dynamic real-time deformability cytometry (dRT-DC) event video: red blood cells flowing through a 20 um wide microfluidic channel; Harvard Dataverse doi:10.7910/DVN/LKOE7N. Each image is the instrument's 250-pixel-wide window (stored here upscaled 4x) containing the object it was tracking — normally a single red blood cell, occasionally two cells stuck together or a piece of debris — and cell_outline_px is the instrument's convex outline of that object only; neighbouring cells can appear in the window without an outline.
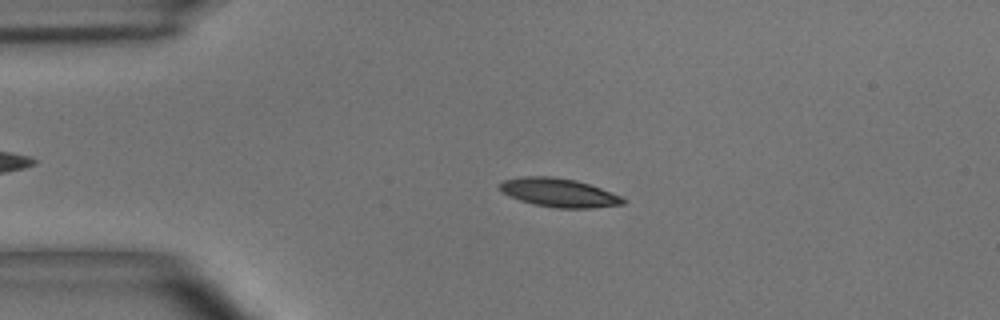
{"species": "common noctule bat (a hibernating species)", "species_latin": "Nyctalus noctula", "temperature_condition": "room temperature", "stored_images_in_passage": 40, "camera_frame_rate_fps": 3000, "um_per_image_px": 0.085, "animal": {"sex": "male", "body_mass_g": 15.6}, "frame": {"image": 1, "passage_image": 3, "time_ms": 0.667, "image_size_px": [1000, 320], "cell_outline_px": [[628, 200], [624, 204], [588, 208], [556, 208], [536, 204], [520, 200], [504, 192], [500, 188], [500, 184], [504, 180], [520, 176], [552, 176], [576, 180], [624, 196]], "centroid_in_image_um": [47.58, 16.37], "position_along_channel_um": 37.4, "area_um2": 20.46}}
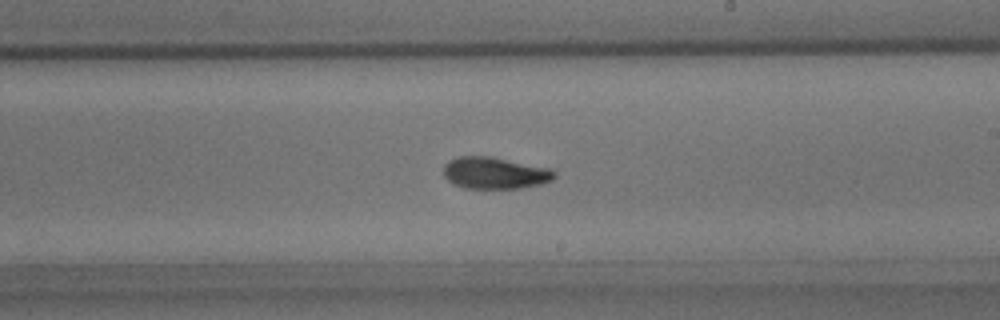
{"frame": {"image": 2, "passage_image": 23, "time_ms": 7.333, "image_size_px": [1000, 320], "cell_outline_px": [[556, 176], [552, 180], [544, 184], [520, 188], [464, 188], [452, 184], [444, 176], [444, 164], [448, 160], [460, 156], [488, 156], [552, 168], [556, 172]], "centroid_in_image_um": [42.08, 14.71], "position_along_channel_um": 246.9, "area_um2": 20.75}}
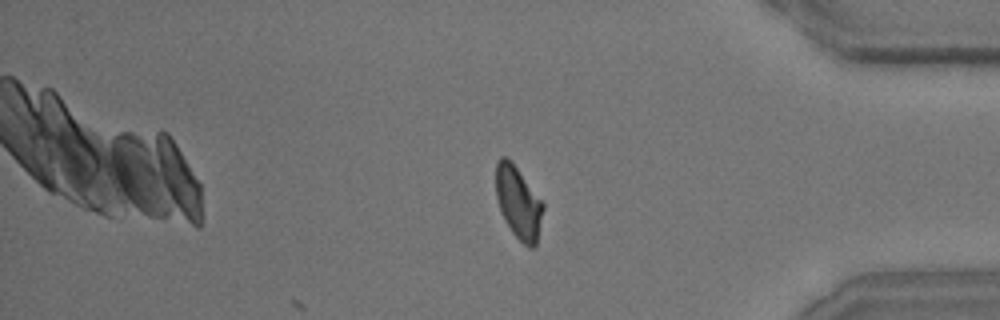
{"frame": {"image": 3, "passage_image": 37, "time_ms": 12.0, "image_size_px": [1000, 320], "cell_outline_px": [[544, 208], [536, 244], [532, 248], [528, 248], [512, 232], [504, 220], [500, 212], [496, 196], [496, 160], [500, 156], [508, 156], [512, 160], [544, 204]], "centroid_in_image_um": [44.04, 17.18], "position_along_channel_um": 391.2, "area_um2": 20.06}, "authors_computed_cell_mechanics": {"area_um2": 20.4034, "velocity_mm_per_s": 3.5962, "shape_relaxation_time_tau1_ms": 3.9221, "shape_relaxation_time_tau2_ms": 2.1935, "deformation_change_tau1": 0.1325, "deformation_change_tau2": 0.0763}}